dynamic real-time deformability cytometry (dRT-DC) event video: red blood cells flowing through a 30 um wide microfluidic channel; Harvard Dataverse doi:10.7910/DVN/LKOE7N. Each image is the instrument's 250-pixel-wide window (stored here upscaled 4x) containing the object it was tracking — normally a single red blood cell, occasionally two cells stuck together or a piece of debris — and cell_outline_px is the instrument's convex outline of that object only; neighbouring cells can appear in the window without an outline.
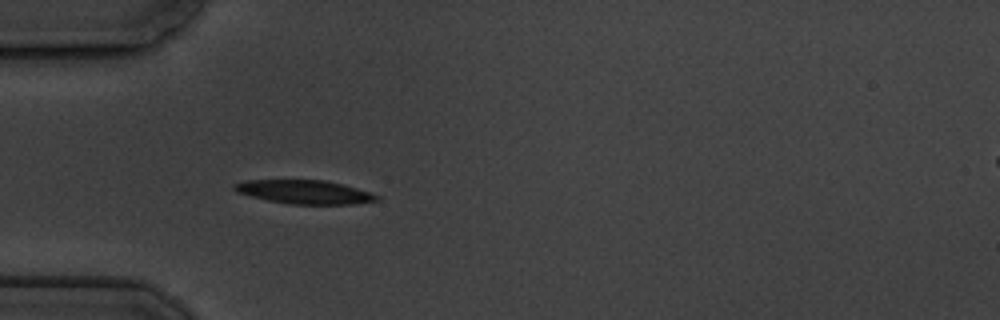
{"species": "common noctule bat (a hibernating species)", "species_latin": "Nyctalus noctula", "temperature_condition": "cold", "stored_images_in_passage": 6, "camera_frame_rate_fps": 3000, "um_per_image_px": 0.085, "animal": {"sex": "male", "body_mass_g": 19.5, "forearm_length_mm": 54.6}, "frame": {"image": 1, "passage_image": 6, "time_ms": 5.667, "image_size_px": [1000, 320], "cell_outline_px": [[380, 200], [352, 204], [292, 204], [268, 200], [236, 192], [232, 188], [232, 184], [248, 180], [324, 180], [344, 184], [380, 196]], "centroid_in_image_um": [25.88, 16.31], "position_along_channel_um": 59.1, "area_um2": 19.54}}